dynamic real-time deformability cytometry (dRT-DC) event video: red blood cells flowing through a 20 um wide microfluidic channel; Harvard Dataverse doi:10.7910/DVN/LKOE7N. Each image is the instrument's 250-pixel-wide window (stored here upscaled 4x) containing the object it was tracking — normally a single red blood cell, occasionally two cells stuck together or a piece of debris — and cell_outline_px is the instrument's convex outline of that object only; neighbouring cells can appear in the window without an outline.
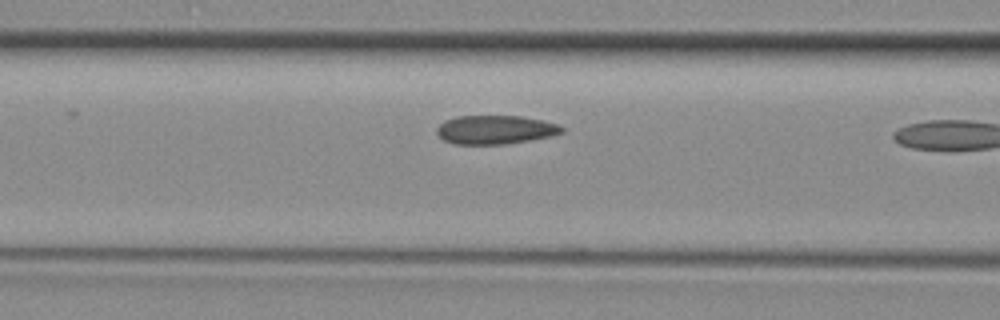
{"species": "common noctule bat (a hibernating species)", "species_latin": "Nyctalus noctula", "temperature_condition": "room temperature", "stored_images_in_passage": 8, "camera_frame_rate_fps": 3000, "um_per_image_px": 0.085, "animal": {"sex": "female", "body_mass_g": 29.2, "forearm_length_mm": 56.3}, "frame": {"image": 1, "passage_image": 6, "time_ms": 1.667, "image_size_px": [1000, 320], "cell_outline_px": [[564, 132], [552, 136], [508, 144], [452, 144], [444, 140], [436, 132], [436, 128], [444, 120], [456, 116], [520, 116], [544, 120], [556, 124], [564, 128]], "centroid_in_image_um": [42.1, 11.03], "position_along_channel_um": 124.5, "area_um2": 21.1}}